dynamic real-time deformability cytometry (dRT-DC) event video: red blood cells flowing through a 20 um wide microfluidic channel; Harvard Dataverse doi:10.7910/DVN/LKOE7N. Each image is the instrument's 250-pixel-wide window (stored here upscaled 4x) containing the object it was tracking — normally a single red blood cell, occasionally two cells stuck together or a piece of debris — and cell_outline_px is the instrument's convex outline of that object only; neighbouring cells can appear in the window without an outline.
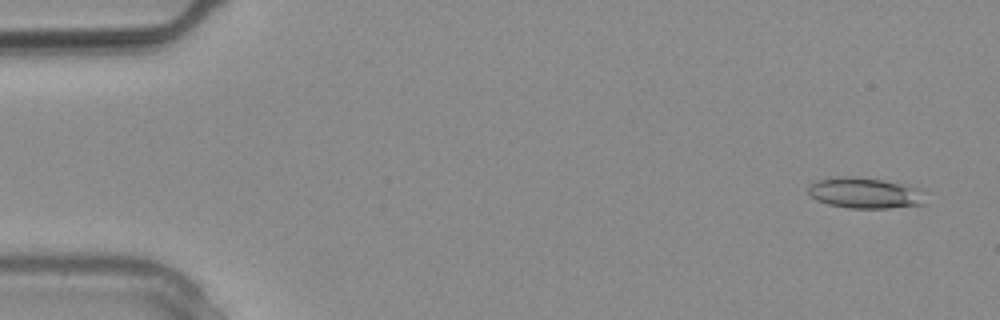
{"species": "common noctule bat (a hibernating species)", "species_latin": "Nyctalus noctula", "temperature_condition": "warm", "stored_images_in_passage": 3, "camera_frame_rate_fps": 3000, "um_per_image_px": 0.085, "animal": {"sex": "male", "body_mass_g": 20.4}, "frame": {"image": 1, "passage_image": 1, "time_ms": 0.0, "image_size_px": [1000, 320], "cell_outline_px": [[928, 204], [888, 208], [848, 208], [828, 204], [816, 200], [808, 192], [808, 184], [816, 180], [836, 176], [856, 176], [884, 180], [920, 188]], "centroid_in_image_um": [73.52, 16.4], "position_along_channel_um": 11.5, "area_um2": 21.39}}
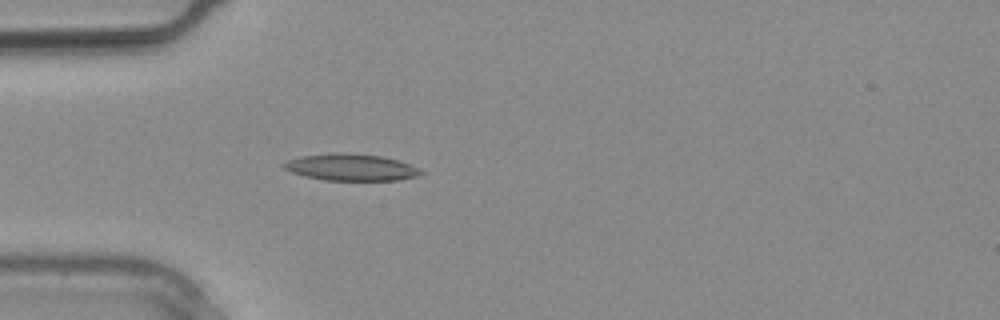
{"frame": {"image": 2, "passage_image": 3, "time_ms": 0.667, "image_size_px": [1000, 320], "cell_outline_px": [[424, 172], [416, 176], [396, 180], [324, 180], [304, 176], [292, 172], [284, 168], [280, 164], [284, 160], [300, 156], [336, 152], [340, 152], [384, 156], [400, 160]], "centroid_in_image_um": [29.76, 14.2], "position_along_channel_um": 55.2, "area_um2": 21.44}}